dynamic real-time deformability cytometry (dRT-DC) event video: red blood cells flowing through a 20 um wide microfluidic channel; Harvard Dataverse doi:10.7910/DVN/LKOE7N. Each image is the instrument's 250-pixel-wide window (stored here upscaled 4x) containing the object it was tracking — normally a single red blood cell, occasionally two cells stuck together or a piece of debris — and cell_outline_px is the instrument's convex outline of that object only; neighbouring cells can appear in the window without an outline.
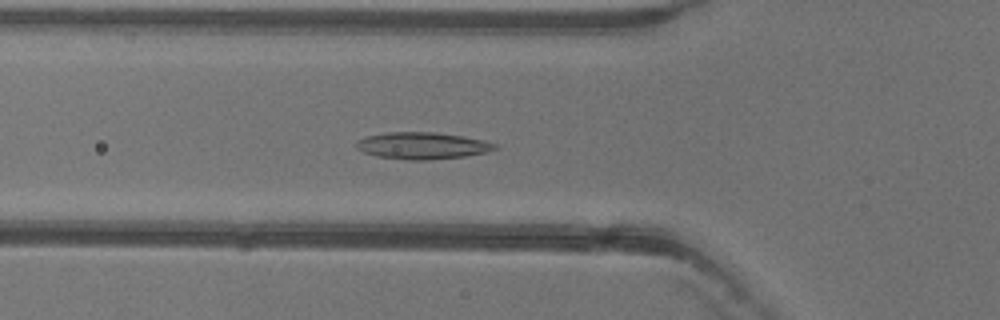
{"species": "common noctule bat (a hibernating species)", "species_latin": "Nyctalus noctula", "temperature_condition": "warm", "stored_images_in_passage": 22, "camera_frame_rate_fps": 3000, "um_per_image_px": 0.085, "animal": {"sex": "female"}, "frame": {"image": 1, "passage_image": 3, "time_ms": 0.667, "image_size_px": [1000, 320], "cell_outline_px": [[500, 148], [488, 152], [464, 156], [428, 160], [408, 160], [380, 156], [364, 152], [356, 148], [356, 140], [364, 136], [388, 132], [432, 132], [464, 136], [484, 140], [496, 144]], "centroid_in_image_um": [35.92, 12.37], "position_along_channel_um": 89.9, "area_um2": 21.73}}
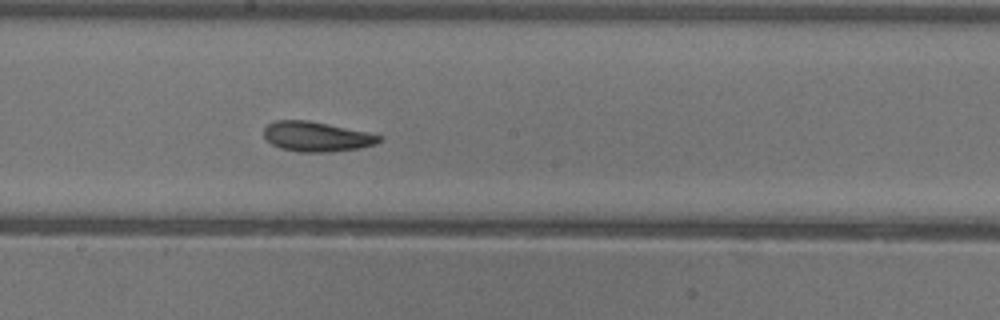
{"frame": {"image": 2, "passage_image": 13, "time_ms": 4.0, "image_size_px": [1000, 320], "cell_outline_px": [[384, 140], [376, 144], [360, 148], [328, 152], [300, 152], [280, 148], [272, 144], [264, 136], [264, 128], [268, 124], [276, 120], [308, 120], [368, 132], [384, 136]], "centroid_in_image_um": [26.95, 11.61], "position_along_channel_um": 221.2, "area_um2": 20.17}}
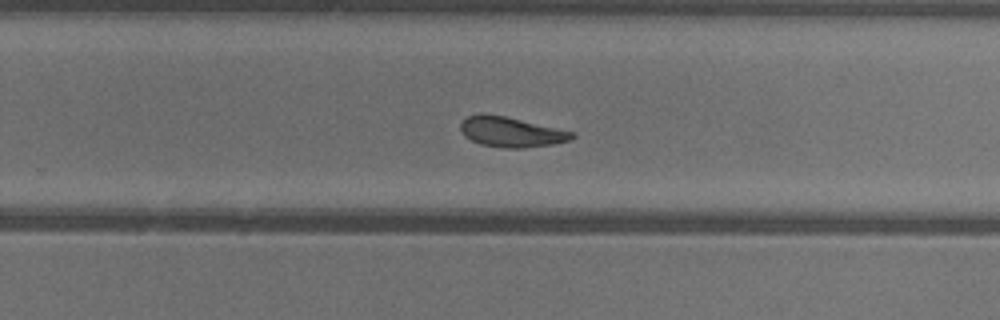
{"frame": {"image": 3, "passage_image": 18, "time_ms": 5.667, "image_size_px": [1000, 320], "cell_outline_px": [[576, 136], [568, 140], [552, 144], [520, 148], [504, 148], [480, 144], [464, 136], [460, 128], [460, 124], [468, 116], [504, 116], [576, 132]], "centroid_in_image_um": [43.49, 11.25], "position_along_channel_um": 286.3, "area_um2": 18.96}}